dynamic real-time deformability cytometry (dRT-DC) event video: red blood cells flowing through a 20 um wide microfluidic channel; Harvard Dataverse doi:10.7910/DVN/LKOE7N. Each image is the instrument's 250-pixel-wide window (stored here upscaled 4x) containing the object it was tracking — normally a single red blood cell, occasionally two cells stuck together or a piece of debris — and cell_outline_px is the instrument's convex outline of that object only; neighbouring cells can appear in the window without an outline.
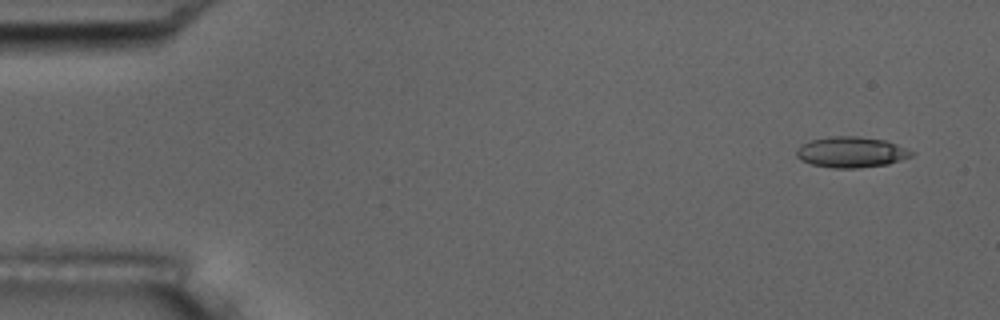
{"species": "common noctule bat (a hibernating species)", "species_latin": "Nyctalus noctula", "temperature_condition": "room temperature", "stored_images_in_passage": 6, "camera_frame_rate_fps": 3000, "um_per_image_px": 0.085, "animal": {"sex": "male", "body_mass_g": 17.5, "forearm_length_mm": 52.3}, "frame": {"image": 1, "passage_image": 1, "time_ms": 0.0, "image_size_px": [1000, 320], "cell_outline_px": [[916, 152], [912, 156], [888, 164], [860, 168], [832, 168], [812, 164], [800, 160], [796, 156], [796, 148], [812, 140], [832, 136], [860, 136], [884, 140], [896, 144]], "centroid_in_image_um": [72.36, 12.94], "position_along_channel_um": 12.6, "area_um2": 20.63}}
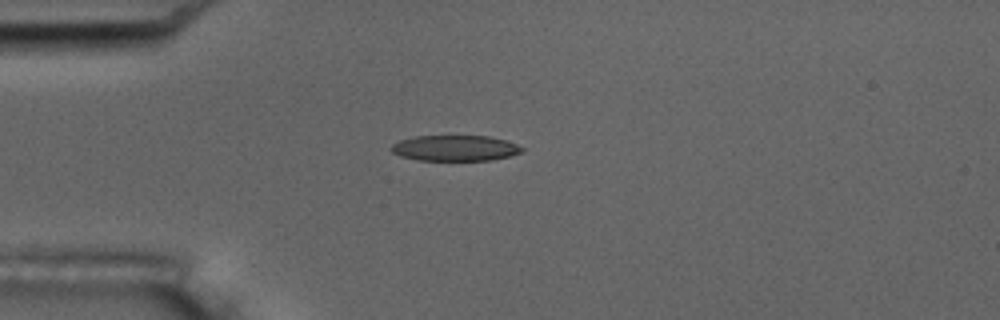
{"frame": {"image": 2, "passage_image": 4, "time_ms": 3.667, "image_size_px": [1000, 320], "cell_outline_px": [[524, 148], [520, 152], [512, 156], [492, 160], [416, 160], [400, 156], [392, 152], [388, 148], [392, 144], [400, 140], [416, 136], [488, 136], [504, 140], [516, 144]], "centroid_in_image_um": [38.65, 12.59], "position_along_channel_um": 46.4, "area_um2": 19.59}}